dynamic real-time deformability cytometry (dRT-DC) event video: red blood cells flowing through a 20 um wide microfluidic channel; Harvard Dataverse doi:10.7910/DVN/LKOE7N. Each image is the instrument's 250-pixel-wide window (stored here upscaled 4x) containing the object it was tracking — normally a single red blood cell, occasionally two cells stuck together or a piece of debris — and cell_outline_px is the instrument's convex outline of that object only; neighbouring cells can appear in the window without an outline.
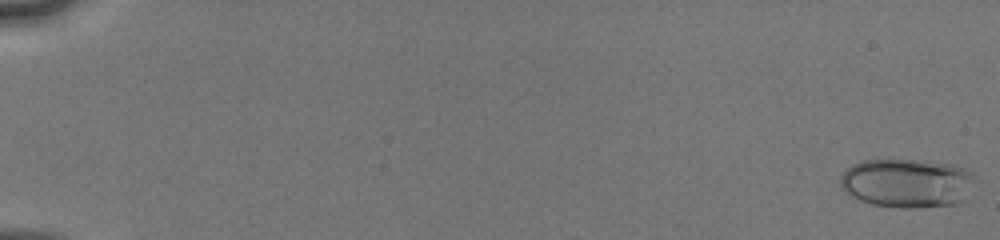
{"species": "human", "species_latin": "Homo sapiens", "temperature_condition": "cold", "stored_images_in_passage": 52, "camera_frame_rate_fps": 3000, "um_per_image_px": 0.085, "donor": {"sex": "male"}, "frame": {"image": 1, "passage_image": 1, "time_ms": 0.0, "image_size_px": [1000, 240], "cell_outline_px": [[976, 176], [964, 200], [956, 204], [916, 208], [900, 208], [872, 204], [860, 200], [844, 192], [840, 184], [840, 176], [852, 164], [864, 160], [920, 160], [948, 164], [964, 168], [972, 172]], "centroid_in_image_um": [77.09, 15.57], "position_along_channel_um": 7.9, "area_um2": 38.49}}
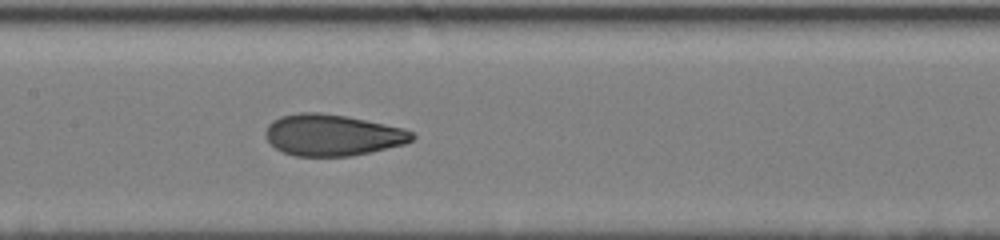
{"frame": {"image": 2, "passage_image": 28, "time_ms": 9.0, "image_size_px": [1000, 240], "cell_outline_px": [[416, 136], [412, 140], [404, 144], [352, 156], [296, 156], [284, 152], [276, 148], [268, 140], [264, 132], [268, 124], [272, 120], [280, 116], [300, 112], [320, 112], [348, 116], [404, 128], [412, 132]], "centroid_in_image_um": [28.25, 11.47], "position_along_channel_um": 179.2, "area_um2": 35.43}}
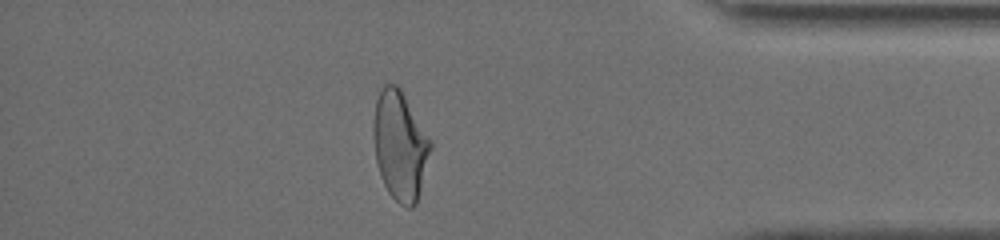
{"frame": {"image": 3, "passage_image": 46, "time_ms": 15.0, "image_size_px": [1000, 240], "cell_outline_px": [[432, 148], [416, 204], [412, 208], [408, 208], [400, 204], [388, 192], [380, 176], [376, 160], [372, 136], [372, 120], [376, 100], [384, 84], [396, 84], [400, 88], [432, 140]], "centroid_in_image_um": [33.99, 12.36], "position_along_channel_um": 401.2, "area_um2": 36.53}, "authors_computed_cell_mechanics": {"area_um2": 35.4314, "velocity_mm_per_s": 4.1174, "shape_relaxation_time_tau1_ms": 7.44, "shape_relaxation_time_tau2_ms": 0.8409, "deformation_change_tau1": 0.214, "deformation_change_tau2": 0.0745}}